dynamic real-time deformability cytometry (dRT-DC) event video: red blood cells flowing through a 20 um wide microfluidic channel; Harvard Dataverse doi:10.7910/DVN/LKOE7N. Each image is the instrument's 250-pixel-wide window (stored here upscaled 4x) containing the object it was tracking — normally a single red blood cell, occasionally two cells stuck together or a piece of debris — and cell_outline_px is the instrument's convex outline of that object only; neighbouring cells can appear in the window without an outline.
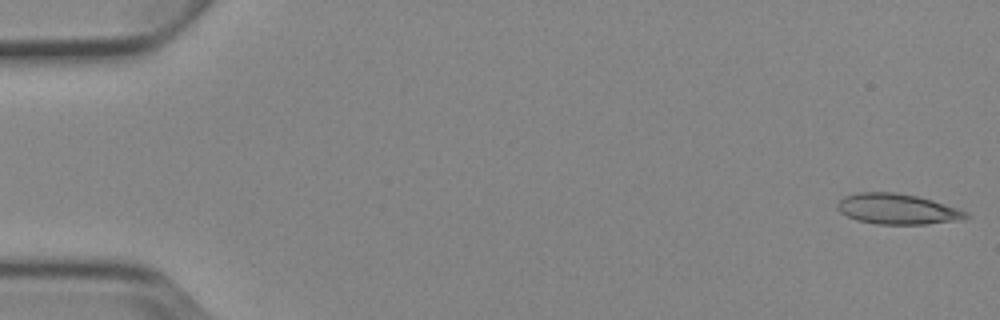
{"species": "Egyptian fruit bat (a non-hibernating species)", "species_latin": "Rousettus aegyptiacus", "temperature_condition": "cold", "stored_images_in_passage": 5, "camera_frame_rate_fps": 3000, "um_per_image_px": 0.085, "animal": {"sex": "female"}, "frame": {"image": 1, "passage_image": 1, "time_ms": 0.0, "image_size_px": [1000, 320], "cell_outline_px": [[972, 216], [956, 220], [924, 224], [876, 224], [856, 220], [840, 212], [836, 208], [836, 204], [844, 196], [860, 192], [896, 192], [916, 196], [932, 200], [968, 212]], "centroid_in_image_um": [76.23, 17.76], "position_along_channel_um": 8.8, "area_um2": 22.72}}
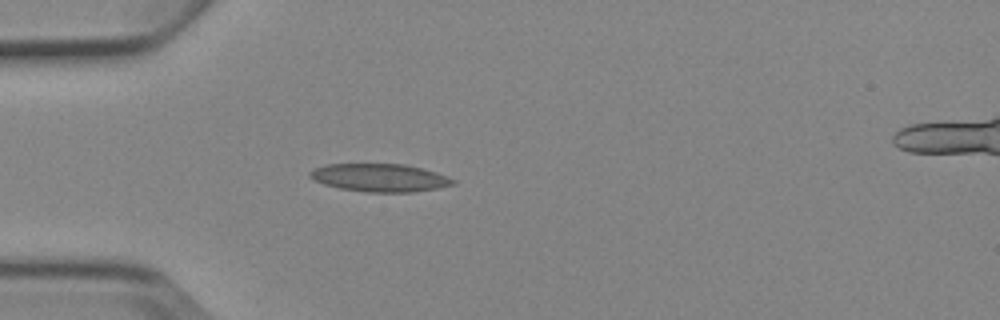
{"frame": {"image": 2, "passage_image": 5, "time_ms": 4.667, "image_size_px": [1000, 320], "cell_outline_px": [[456, 184], [440, 188], [412, 192], [368, 192], [340, 188], [324, 184], [312, 180], [308, 176], [308, 172], [316, 168], [328, 164], [404, 164], [436, 172], [448, 176], [456, 180]], "centroid_in_image_um": [32.3, 15.11], "position_along_channel_um": 52.7, "area_um2": 23.35}}